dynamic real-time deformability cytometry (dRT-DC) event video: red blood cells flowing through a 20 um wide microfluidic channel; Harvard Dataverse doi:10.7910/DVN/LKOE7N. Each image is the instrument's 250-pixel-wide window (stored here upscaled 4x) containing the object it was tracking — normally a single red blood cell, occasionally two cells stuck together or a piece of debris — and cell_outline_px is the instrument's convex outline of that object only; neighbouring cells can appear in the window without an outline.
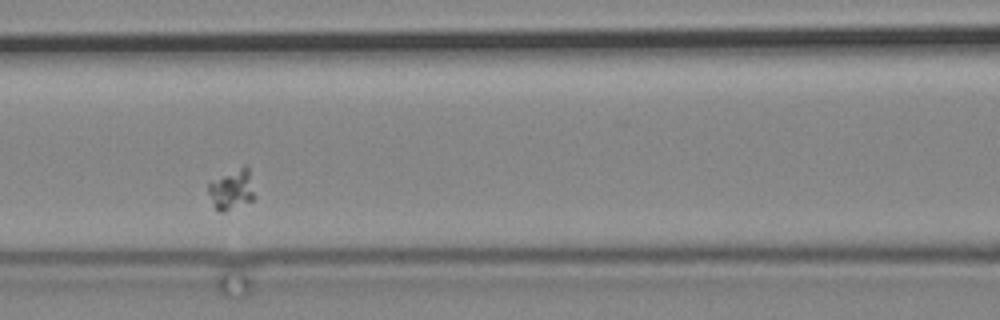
{"species": "common noctule bat (a hibernating species)", "species_latin": "Nyctalus noctula", "temperature_condition": "cold", "stored_images_in_passage": 4, "camera_frame_rate_fps": 3000, "um_per_image_px": 0.085, "animal": {"sex": "male", "body_mass_g": 19.2, "forearm_length_mm": 51.8}, "frame": {"image": 1, "passage_image": 3, "time_ms": 2.333, "image_size_px": [1000, 320], "cell_outline_px": [[256, 196], [252, 200], [224, 212], [220, 212], [212, 204], [208, 192], [208, 184], [244, 164], [248, 168]], "centroid_in_image_um": [19.72, 16.12], "position_along_channel_um": 146.9, "area_um2": 10.69}}
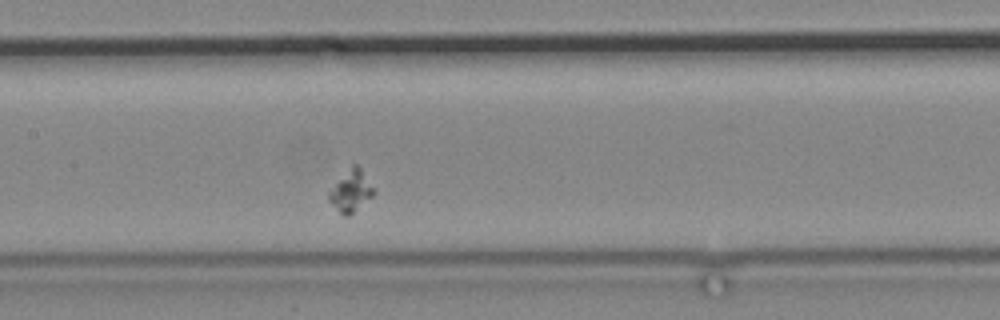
{"frame": {"image": 2, "passage_image": 4, "time_ms": 3.333, "image_size_px": [1000, 320], "cell_outline_px": [[376, 192], [372, 196], [348, 216], [344, 216], [328, 200], [328, 192], [352, 164], [356, 164], [360, 168]], "centroid_in_image_um": [29.82, 16.23], "position_along_channel_um": 177.6, "area_um2": 10.4}}